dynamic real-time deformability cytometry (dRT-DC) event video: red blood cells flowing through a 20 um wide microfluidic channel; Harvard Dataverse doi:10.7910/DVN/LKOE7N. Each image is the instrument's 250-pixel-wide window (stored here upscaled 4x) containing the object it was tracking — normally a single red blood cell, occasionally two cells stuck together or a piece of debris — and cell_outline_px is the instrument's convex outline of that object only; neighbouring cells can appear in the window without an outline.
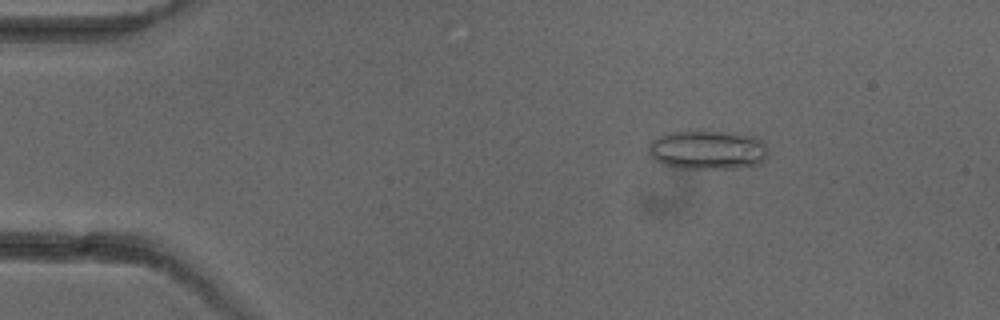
{"species": "common noctule bat (a hibernating species)", "species_latin": "Nyctalus noctula", "temperature_condition": "cold", "stored_images_in_passage": 5, "camera_frame_rate_fps": 3000, "um_per_image_px": 0.085, "animal": {"sex": "female"}, "frame": {"image": 1, "passage_image": 3, "time_ms": 2.333, "image_size_px": [1000, 320], "cell_outline_px": [[768, 152], [764, 160], [760, 164], [736, 168], [680, 168], [664, 164], [656, 160], [648, 152], [648, 144], [652, 140], [664, 132], [720, 132], [756, 136], [764, 140], [768, 148]], "centroid_in_image_um": [60.17, 12.74], "position_along_channel_um": 24.8, "area_um2": 27.22}}